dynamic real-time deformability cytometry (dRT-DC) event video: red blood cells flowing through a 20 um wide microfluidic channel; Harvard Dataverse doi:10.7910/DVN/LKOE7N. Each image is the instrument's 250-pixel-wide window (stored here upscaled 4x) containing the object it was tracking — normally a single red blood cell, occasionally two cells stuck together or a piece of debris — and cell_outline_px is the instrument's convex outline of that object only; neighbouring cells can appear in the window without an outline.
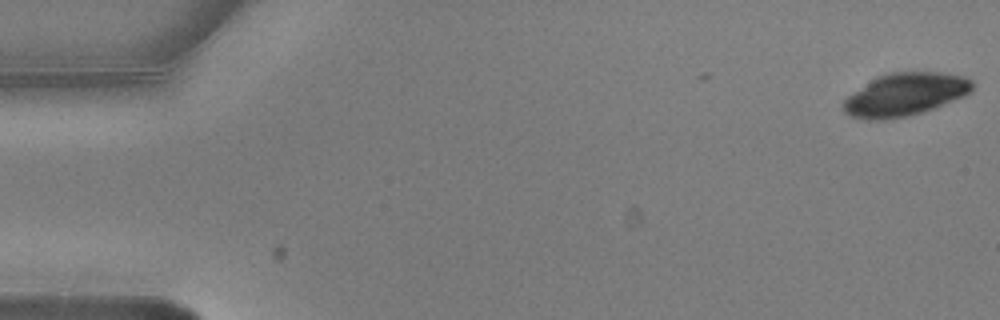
{"species": "common noctule bat (a hibernating species)", "species_latin": "Nyctalus noctula", "temperature_condition": "warm", "stored_images_in_passage": 3, "camera_frame_rate_fps": 3000, "um_per_image_px": 0.085, "animal": {"sex": "male", "body_mass_g": 20.5, "forearm_length_mm": 52.5}, "frame": {"image": 1, "passage_image": 1, "time_ms": 0.0, "image_size_px": [1000, 320], "cell_outline_px": [[972, 92], [964, 96], [932, 108], [908, 116], [884, 120], [868, 120], [852, 116], [844, 112], [844, 100], [848, 96], [876, 76], [888, 72], [940, 72], [964, 76], [972, 80]], "centroid_in_image_um": [76.93, 8.02], "position_along_channel_um": 8.1, "area_um2": 31.96}}